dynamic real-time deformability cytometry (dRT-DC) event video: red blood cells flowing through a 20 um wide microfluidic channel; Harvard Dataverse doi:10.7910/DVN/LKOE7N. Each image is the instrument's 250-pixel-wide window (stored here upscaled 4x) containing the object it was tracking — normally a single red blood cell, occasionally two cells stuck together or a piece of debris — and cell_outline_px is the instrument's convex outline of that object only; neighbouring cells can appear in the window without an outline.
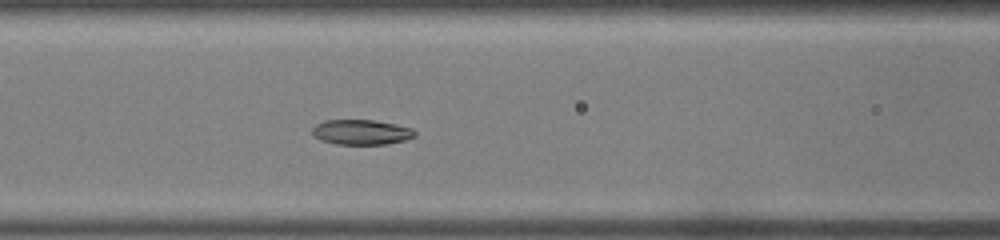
{"species": "common noctule bat (a hibernating species)", "species_latin": "Nyctalus noctula", "temperature_condition": "warm", "stored_images_in_passage": 34, "camera_frame_rate_fps": 3000, "um_per_image_px": 0.085, "animal": {"sex": "male", "body_mass_g": 19.0, "forearm_length_mm": 50.8}, "frame": {"image": 1, "passage_image": 13, "time_ms": 4.0, "image_size_px": [1000, 240], "cell_outline_px": [[416, 136], [404, 140], [388, 144], [336, 144], [320, 140], [312, 136], [312, 128], [316, 124], [324, 120], [376, 120], [396, 124], [412, 128], [416, 132]], "centroid_in_image_um": [30.7, 11.23], "position_along_channel_um": 135.9, "area_um2": 15.14}}
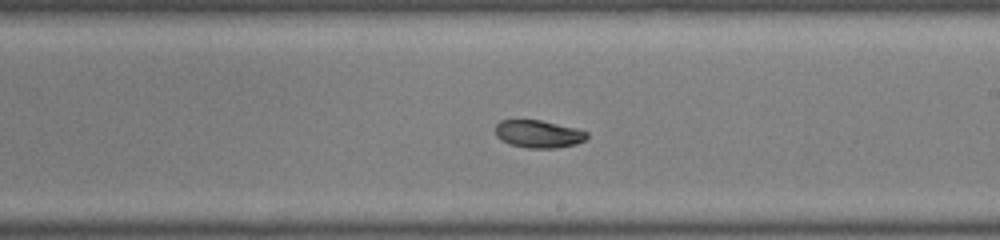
{"frame": {"image": 2, "passage_image": 19, "time_ms": 6.0, "image_size_px": [1000, 240], "cell_outline_px": [[588, 136], [584, 140], [576, 144], [556, 148], [528, 148], [508, 144], [500, 140], [496, 136], [496, 124], [500, 120], [540, 120], [576, 128], [588, 132]], "centroid_in_image_um": [45.75, 11.39], "position_along_channel_um": 243.2, "area_um2": 14.8}}
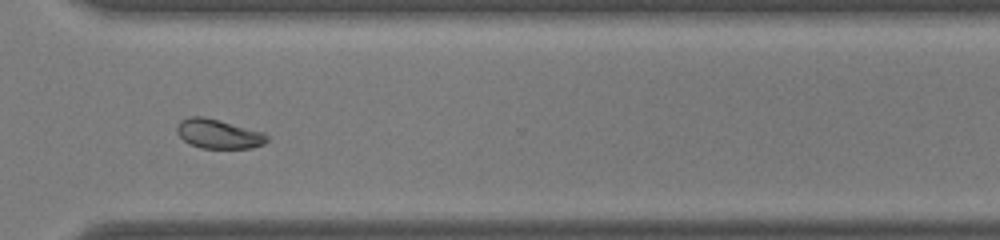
{"frame": {"image": 3, "passage_image": 25, "time_ms": 8.0, "image_size_px": [1000, 240], "cell_outline_px": [[268, 140], [264, 144], [252, 148], [200, 148], [188, 144], [176, 132], [176, 128], [180, 120], [188, 116], [204, 116], [264, 132], [268, 136]], "centroid_in_image_um": [18.55, 11.38], "position_along_channel_um": 352.0, "area_um2": 15.55}}